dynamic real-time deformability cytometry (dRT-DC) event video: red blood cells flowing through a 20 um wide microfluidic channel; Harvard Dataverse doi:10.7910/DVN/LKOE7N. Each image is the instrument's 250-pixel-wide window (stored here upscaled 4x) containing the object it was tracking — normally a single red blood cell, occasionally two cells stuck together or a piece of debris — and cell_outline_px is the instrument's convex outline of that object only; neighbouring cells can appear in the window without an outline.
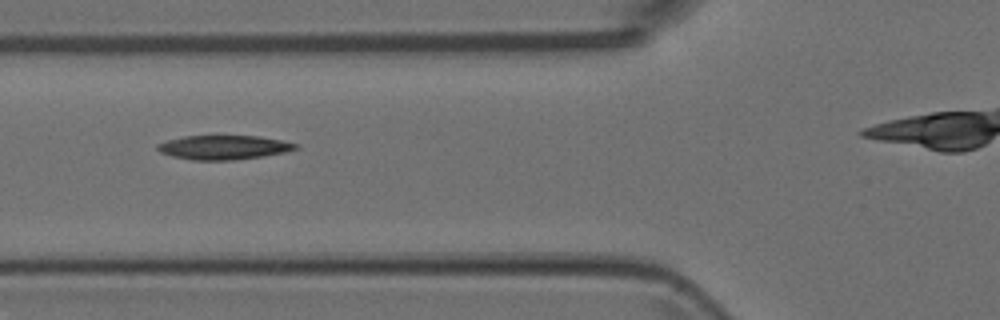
{"species": "Egyptian fruit bat (a non-hibernating species)", "species_latin": "Rousettus aegyptiacus", "temperature_condition": "room temperature", "stored_images_in_passage": 6, "segment_of_instrument_passage": [1, 2], "camera_frame_rate_fps": 3000, "um_per_image_px": 0.085, "animal": {"sex": "female"}, "frame": {"image": 1, "passage_image": 3, "time_ms": 0.667, "image_size_px": [1000, 320], "cell_outline_px": [[300, 148], [284, 152], [264, 156], [232, 160], [192, 160], [172, 156], [160, 152], [156, 148], [156, 144], [168, 140], [184, 136], [256, 136], [280, 140], [300, 144]], "centroid_in_image_um": [19.02, 12.53], "position_along_channel_um": 106.8, "area_um2": 19.42}}
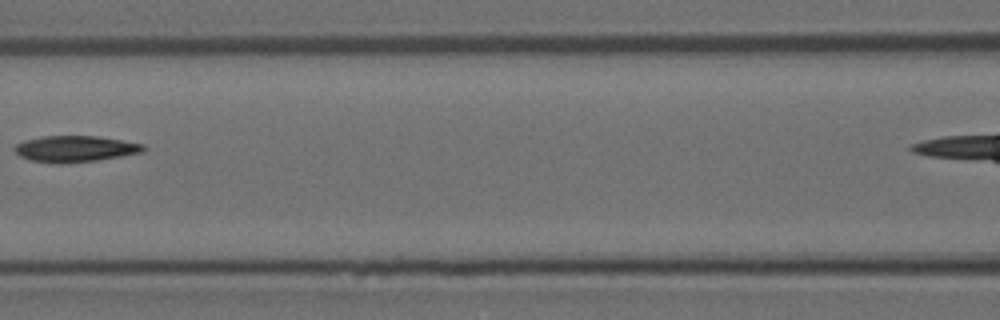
{"frame": {"image": 2, "passage_image": 4, "time_ms": 1.0, "image_size_px": [1000, 320], "cell_outline_px": [[148, 148], [144, 152], [96, 160], [60, 164], [52, 164], [28, 160], [20, 156], [12, 148], [16, 144], [24, 140], [44, 136], [96, 136], [144, 144]], "centroid_in_image_um": [6.36, 12.66], "position_along_channel_um": 160.2, "area_um2": 19.83}}
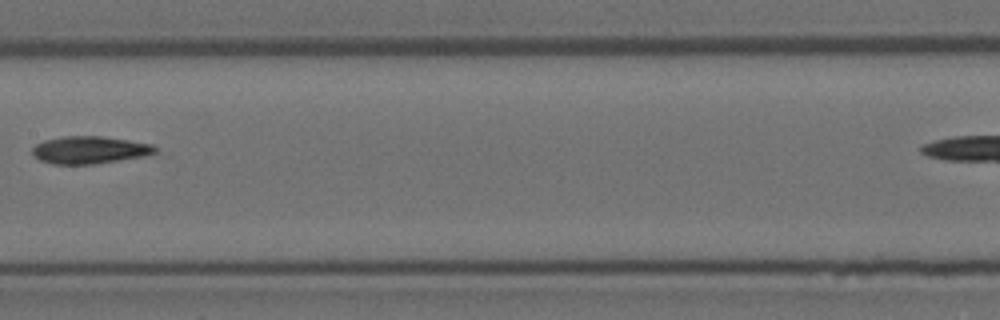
{"frame": {"image": 3, "passage_image": 5, "time_ms": 1.333, "image_size_px": [1000, 320], "cell_outline_px": [[160, 148], [156, 152], [144, 156], [92, 164], [52, 164], [40, 160], [32, 152], [32, 148], [36, 144], [44, 140], [64, 136], [100, 136], [128, 140], [152, 144]], "centroid_in_image_um": [7.63, 12.74], "position_along_channel_um": 199.8, "area_um2": 19.54}}